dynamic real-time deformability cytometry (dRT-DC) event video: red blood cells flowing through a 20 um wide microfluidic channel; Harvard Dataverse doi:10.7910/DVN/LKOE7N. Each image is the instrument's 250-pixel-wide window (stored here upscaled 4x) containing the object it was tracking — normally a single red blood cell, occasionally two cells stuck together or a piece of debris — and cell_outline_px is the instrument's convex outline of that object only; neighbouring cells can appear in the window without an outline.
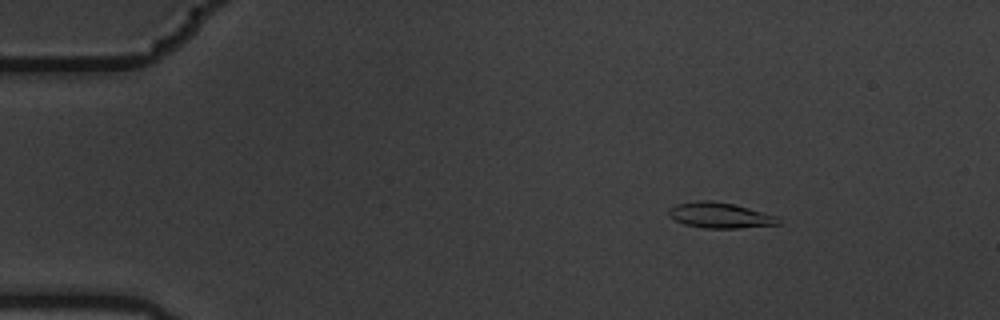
{"species": "common noctule bat (a hibernating species)", "species_latin": "Nyctalus noctula", "temperature_condition": "warm", "stored_images_in_passage": 4, "camera_frame_rate_fps": 3000, "um_per_image_px": 0.085, "animal": {"sex": "male", "body_mass_g": 19.5, "forearm_length_mm": 54.6}, "frame": {"image": 1, "passage_image": 1, "time_ms": 0.0, "image_size_px": [1000, 320], "cell_outline_px": [[784, 220], [780, 224], [740, 228], [704, 228], [684, 224], [668, 216], [668, 208], [676, 204], [696, 200], [712, 200], [732, 204], [780, 216]], "centroid_in_image_um": [61.23, 18.3], "position_along_channel_um": 23.8, "area_um2": 16.59}}
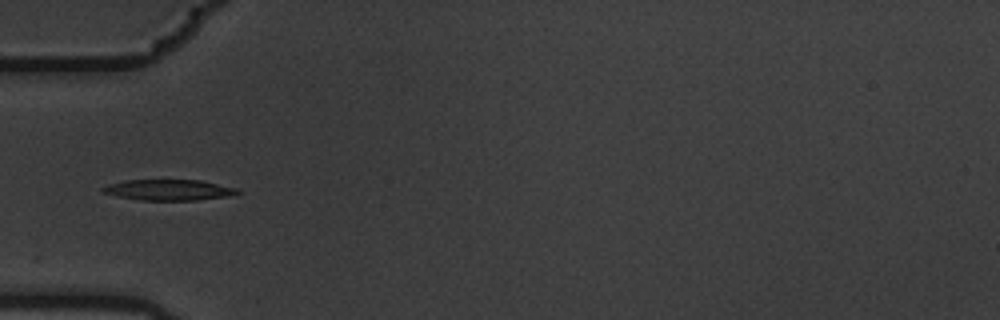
{"frame": {"image": 2, "passage_image": 4, "time_ms": 1.0, "image_size_px": [1000, 320], "cell_outline_px": [[244, 192], [228, 196], [196, 200], [140, 200], [120, 196], [104, 192], [100, 188], [108, 184], [124, 180], [200, 180], [236, 188]], "centroid_in_image_um": [14.38, 16.14], "position_along_channel_um": 70.6, "area_um2": 16.18}}